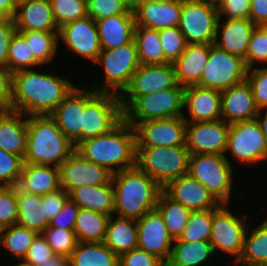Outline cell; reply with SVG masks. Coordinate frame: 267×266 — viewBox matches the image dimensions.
Instances as JSON below:
<instances>
[{"label": "cell", "mask_w": 267, "mask_h": 266, "mask_svg": "<svg viewBox=\"0 0 267 266\" xmlns=\"http://www.w3.org/2000/svg\"><path fill=\"white\" fill-rule=\"evenodd\" d=\"M70 80L34 69L12 74V110L30 115H51L75 87Z\"/></svg>", "instance_id": "6da1fadb"}, {"label": "cell", "mask_w": 267, "mask_h": 266, "mask_svg": "<svg viewBox=\"0 0 267 266\" xmlns=\"http://www.w3.org/2000/svg\"><path fill=\"white\" fill-rule=\"evenodd\" d=\"M75 149L112 174L136 166V134L124 119L107 134L90 137Z\"/></svg>", "instance_id": "7a4b0ae2"}, {"label": "cell", "mask_w": 267, "mask_h": 266, "mask_svg": "<svg viewBox=\"0 0 267 266\" xmlns=\"http://www.w3.org/2000/svg\"><path fill=\"white\" fill-rule=\"evenodd\" d=\"M112 184L117 217L139 220L156 209L162 188L137 166L113 174Z\"/></svg>", "instance_id": "3957f363"}, {"label": "cell", "mask_w": 267, "mask_h": 266, "mask_svg": "<svg viewBox=\"0 0 267 266\" xmlns=\"http://www.w3.org/2000/svg\"><path fill=\"white\" fill-rule=\"evenodd\" d=\"M75 150L51 115L27 116V143L23 163L59 167Z\"/></svg>", "instance_id": "277c9868"}, {"label": "cell", "mask_w": 267, "mask_h": 266, "mask_svg": "<svg viewBox=\"0 0 267 266\" xmlns=\"http://www.w3.org/2000/svg\"><path fill=\"white\" fill-rule=\"evenodd\" d=\"M189 155L186 145L136 147V166L163 189L170 181L187 174Z\"/></svg>", "instance_id": "5b68a950"}, {"label": "cell", "mask_w": 267, "mask_h": 266, "mask_svg": "<svg viewBox=\"0 0 267 266\" xmlns=\"http://www.w3.org/2000/svg\"><path fill=\"white\" fill-rule=\"evenodd\" d=\"M122 120L123 110L119 95L84 88L81 142L90 137L107 134Z\"/></svg>", "instance_id": "8992f818"}, {"label": "cell", "mask_w": 267, "mask_h": 266, "mask_svg": "<svg viewBox=\"0 0 267 266\" xmlns=\"http://www.w3.org/2000/svg\"><path fill=\"white\" fill-rule=\"evenodd\" d=\"M185 87L176 86L155 93L138 96L124 111L123 119L133 128L140 122L181 117L184 113Z\"/></svg>", "instance_id": "52a82bcc"}, {"label": "cell", "mask_w": 267, "mask_h": 266, "mask_svg": "<svg viewBox=\"0 0 267 266\" xmlns=\"http://www.w3.org/2000/svg\"><path fill=\"white\" fill-rule=\"evenodd\" d=\"M103 66L105 81L90 86L96 92L120 95L129 85L133 73L141 65L135 41L115 49H102L95 64Z\"/></svg>", "instance_id": "ba28073f"}, {"label": "cell", "mask_w": 267, "mask_h": 266, "mask_svg": "<svg viewBox=\"0 0 267 266\" xmlns=\"http://www.w3.org/2000/svg\"><path fill=\"white\" fill-rule=\"evenodd\" d=\"M233 167L225 155L190 154L188 174L200 181L221 204H229L233 186Z\"/></svg>", "instance_id": "9c48e42d"}, {"label": "cell", "mask_w": 267, "mask_h": 266, "mask_svg": "<svg viewBox=\"0 0 267 266\" xmlns=\"http://www.w3.org/2000/svg\"><path fill=\"white\" fill-rule=\"evenodd\" d=\"M217 21L215 0H182L178 27L186 44H214Z\"/></svg>", "instance_id": "30bf717a"}, {"label": "cell", "mask_w": 267, "mask_h": 266, "mask_svg": "<svg viewBox=\"0 0 267 266\" xmlns=\"http://www.w3.org/2000/svg\"><path fill=\"white\" fill-rule=\"evenodd\" d=\"M229 204H221L213 209V221L210 235L214 253L222 251L231 255L237 262L242 254L248 219L242 215H234Z\"/></svg>", "instance_id": "8fae6325"}, {"label": "cell", "mask_w": 267, "mask_h": 266, "mask_svg": "<svg viewBox=\"0 0 267 266\" xmlns=\"http://www.w3.org/2000/svg\"><path fill=\"white\" fill-rule=\"evenodd\" d=\"M247 67L244 60L209 44V56L201 80V87L223 91L246 80Z\"/></svg>", "instance_id": "7c38bea8"}, {"label": "cell", "mask_w": 267, "mask_h": 266, "mask_svg": "<svg viewBox=\"0 0 267 266\" xmlns=\"http://www.w3.org/2000/svg\"><path fill=\"white\" fill-rule=\"evenodd\" d=\"M227 152L246 165L267 161V144L256 119L230 124L225 156Z\"/></svg>", "instance_id": "4fadbf2b"}, {"label": "cell", "mask_w": 267, "mask_h": 266, "mask_svg": "<svg viewBox=\"0 0 267 266\" xmlns=\"http://www.w3.org/2000/svg\"><path fill=\"white\" fill-rule=\"evenodd\" d=\"M177 84L173 63L140 65L133 73L129 85L119 95L122 110L138 96L163 91Z\"/></svg>", "instance_id": "5bb4252c"}, {"label": "cell", "mask_w": 267, "mask_h": 266, "mask_svg": "<svg viewBox=\"0 0 267 266\" xmlns=\"http://www.w3.org/2000/svg\"><path fill=\"white\" fill-rule=\"evenodd\" d=\"M186 127L183 116L140 122L134 127L136 147L186 145Z\"/></svg>", "instance_id": "9a60e30c"}, {"label": "cell", "mask_w": 267, "mask_h": 266, "mask_svg": "<svg viewBox=\"0 0 267 266\" xmlns=\"http://www.w3.org/2000/svg\"><path fill=\"white\" fill-rule=\"evenodd\" d=\"M61 187L70 193L81 186L110 183L112 173L106 168L86 159L76 149L59 166Z\"/></svg>", "instance_id": "2e32d148"}, {"label": "cell", "mask_w": 267, "mask_h": 266, "mask_svg": "<svg viewBox=\"0 0 267 266\" xmlns=\"http://www.w3.org/2000/svg\"><path fill=\"white\" fill-rule=\"evenodd\" d=\"M229 127L223 119L187 122L186 147L189 154L225 155Z\"/></svg>", "instance_id": "e0dca14e"}, {"label": "cell", "mask_w": 267, "mask_h": 266, "mask_svg": "<svg viewBox=\"0 0 267 266\" xmlns=\"http://www.w3.org/2000/svg\"><path fill=\"white\" fill-rule=\"evenodd\" d=\"M136 222L138 229L137 248L156 256L166 264L174 240L165 226L162 215L157 209H154L144 214Z\"/></svg>", "instance_id": "ac0fdd59"}, {"label": "cell", "mask_w": 267, "mask_h": 266, "mask_svg": "<svg viewBox=\"0 0 267 266\" xmlns=\"http://www.w3.org/2000/svg\"><path fill=\"white\" fill-rule=\"evenodd\" d=\"M58 40H62L68 50L93 63L102 50L96 23L89 16L60 27Z\"/></svg>", "instance_id": "d6986e66"}, {"label": "cell", "mask_w": 267, "mask_h": 266, "mask_svg": "<svg viewBox=\"0 0 267 266\" xmlns=\"http://www.w3.org/2000/svg\"><path fill=\"white\" fill-rule=\"evenodd\" d=\"M182 0H141L133 7L136 26L158 31L179 26Z\"/></svg>", "instance_id": "ffe728a7"}, {"label": "cell", "mask_w": 267, "mask_h": 266, "mask_svg": "<svg viewBox=\"0 0 267 266\" xmlns=\"http://www.w3.org/2000/svg\"><path fill=\"white\" fill-rule=\"evenodd\" d=\"M162 190L191 211L215 209L221 205L200 181L188 173L170 181Z\"/></svg>", "instance_id": "44dd1931"}, {"label": "cell", "mask_w": 267, "mask_h": 266, "mask_svg": "<svg viewBox=\"0 0 267 266\" xmlns=\"http://www.w3.org/2000/svg\"><path fill=\"white\" fill-rule=\"evenodd\" d=\"M257 114L258 109L247 80L221 91V119L227 124L250 121Z\"/></svg>", "instance_id": "7402d4cb"}, {"label": "cell", "mask_w": 267, "mask_h": 266, "mask_svg": "<svg viewBox=\"0 0 267 266\" xmlns=\"http://www.w3.org/2000/svg\"><path fill=\"white\" fill-rule=\"evenodd\" d=\"M188 115H183L186 122L214 121L221 119V91L190 85L184 91V109Z\"/></svg>", "instance_id": "603a6c76"}, {"label": "cell", "mask_w": 267, "mask_h": 266, "mask_svg": "<svg viewBox=\"0 0 267 266\" xmlns=\"http://www.w3.org/2000/svg\"><path fill=\"white\" fill-rule=\"evenodd\" d=\"M220 20L218 18L214 44L244 60L256 25L250 19H225L223 24Z\"/></svg>", "instance_id": "cb8c5ba5"}, {"label": "cell", "mask_w": 267, "mask_h": 266, "mask_svg": "<svg viewBox=\"0 0 267 266\" xmlns=\"http://www.w3.org/2000/svg\"><path fill=\"white\" fill-rule=\"evenodd\" d=\"M83 111L84 89L75 86L51 114L59 129L75 147L81 142Z\"/></svg>", "instance_id": "d4e9b609"}, {"label": "cell", "mask_w": 267, "mask_h": 266, "mask_svg": "<svg viewBox=\"0 0 267 266\" xmlns=\"http://www.w3.org/2000/svg\"><path fill=\"white\" fill-rule=\"evenodd\" d=\"M95 23L102 49H115L134 40L136 22L132 7L123 14L98 19Z\"/></svg>", "instance_id": "484cf974"}, {"label": "cell", "mask_w": 267, "mask_h": 266, "mask_svg": "<svg viewBox=\"0 0 267 266\" xmlns=\"http://www.w3.org/2000/svg\"><path fill=\"white\" fill-rule=\"evenodd\" d=\"M17 31L59 32L50 0H31L16 8L13 17Z\"/></svg>", "instance_id": "4316f807"}, {"label": "cell", "mask_w": 267, "mask_h": 266, "mask_svg": "<svg viewBox=\"0 0 267 266\" xmlns=\"http://www.w3.org/2000/svg\"><path fill=\"white\" fill-rule=\"evenodd\" d=\"M26 143L27 116L14 110H0V148L23 160Z\"/></svg>", "instance_id": "83f0119b"}, {"label": "cell", "mask_w": 267, "mask_h": 266, "mask_svg": "<svg viewBox=\"0 0 267 266\" xmlns=\"http://www.w3.org/2000/svg\"><path fill=\"white\" fill-rule=\"evenodd\" d=\"M17 187L25 192L45 195L61 187L59 167L24 163Z\"/></svg>", "instance_id": "f1b7e54d"}, {"label": "cell", "mask_w": 267, "mask_h": 266, "mask_svg": "<svg viewBox=\"0 0 267 266\" xmlns=\"http://www.w3.org/2000/svg\"><path fill=\"white\" fill-rule=\"evenodd\" d=\"M209 56V44H187L173 63L176 80L184 87L196 85L202 77Z\"/></svg>", "instance_id": "f546056e"}, {"label": "cell", "mask_w": 267, "mask_h": 266, "mask_svg": "<svg viewBox=\"0 0 267 266\" xmlns=\"http://www.w3.org/2000/svg\"><path fill=\"white\" fill-rule=\"evenodd\" d=\"M69 198L81 209L114 215V190L112 181L103 185L81 186L69 193Z\"/></svg>", "instance_id": "4dcf8cb0"}, {"label": "cell", "mask_w": 267, "mask_h": 266, "mask_svg": "<svg viewBox=\"0 0 267 266\" xmlns=\"http://www.w3.org/2000/svg\"><path fill=\"white\" fill-rule=\"evenodd\" d=\"M17 225L42 233L49 225L42 196L28 193L17 187Z\"/></svg>", "instance_id": "1f68e13d"}, {"label": "cell", "mask_w": 267, "mask_h": 266, "mask_svg": "<svg viewBox=\"0 0 267 266\" xmlns=\"http://www.w3.org/2000/svg\"><path fill=\"white\" fill-rule=\"evenodd\" d=\"M110 216L104 243L118 256L138 246L137 222L134 219Z\"/></svg>", "instance_id": "d6a6232c"}, {"label": "cell", "mask_w": 267, "mask_h": 266, "mask_svg": "<svg viewBox=\"0 0 267 266\" xmlns=\"http://www.w3.org/2000/svg\"><path fill=\"white\" fill-rule=\"evenodd\" d=\"M215 256L209 241L174 240L167 266H201Z\"/></svg>", "instance_id": "836d02e7"}, {"label": "cell", "mask_w": 267, "mask_h": 266, "mask_svg": "<svg viewBox=\"0 0 267 266\" xmlns=\"http://www.w3.org/2000/svg\"><path fill=\"white\" fill-rule=\"evenodd\" d=\"M119 256L104 242H78L69 266H118Z\"/></svg>", "instance_id": "e575fe53"}, {"label": "cell", "mask_w": 267, "mask_h": 266, "mask_svg": "<svg viewBox=\"0 0 267 266\" xmlns=\"http://www.w3.org/2000/svg\"><path fill=\"white\" fill-rule=\"evenodd\" d=\"M237 262L243 266H263L267 263V218L255 228L248 227Z\"/></svg>", "instance_id": "d590c367"}, {"label": "cell", "mask_w": 267, "mask_h": 266, "mask_svg": "<svg viewBox=\"0 0 267 266\" xmlns=\"http://www.w3.org/2000/svg\"><path fill=\"white\" fill-rule=\"evenodd\" d=\"M109 218V215L80 208L74 227L77 241L104 242Z\"/></svg>", "instance_id": "8d00e7d4"}, {"label": "cell", "mask_w": 267, "mask_h": 266, "mask_svg": "<svg viewBox=\"0 0 267 266\" xmlns=\"http://www.w3.org/2000/svg\"><path fill=\"white\" fill-rule=\"evenodd\" d=\"M134 41L137 46L138 58L141 65L169 63L164 57L158 30L136 26Z\"/></svg>", "instance_id": "74e56055"}, {"label": "cell", "mask_w": 267, "mask_h": 266, "mask_svg": "<svg viewBox=\"0 0 267 266\" xmlns=\"http://www.w3.org/2000/svg\"><path fill=\"white\" fill-rule=\"evenodd\" d=\"M156 209L162 215L173 240L179 239L192 211L170 198L163 190L159 194Z\"/></svg>", "instance_id": "f35d334b"}, {"label": "cell", "mask_w": 267, "mask_h": 266, "mask_svg": "<svg viewBox=\"0 0 267 266\" xmlns=\"http://www.w3.org/2000/svg\"><path fill=\"white\" fill-rule=\"evenodd\" d=\"M27 42L34 59L42 66L49 64L57 55L59 32L17 31Z\"/></svg>", "instance_id": "ab89813d"}, {"label": "cell", "mask_w": 267, "mask_h": 266, "mask_svg": "<svg viewBox=\"0 0 267 266\" xmlns=\"http://www.w3.org/2000/svg\"><path fill=\"white\" fill-rule=\"evenodd\" d=\"M37 234L26 227L12 225L0 230V245L22 261Z\"/></svg>", "instance_id": "60d3db41"}, {"label": "cell", "mask_w": 267, "mask_h": 266, "mask_svg": "<svg viewBox=\"0 0 267 266\" xmlns=\"http://www.w3.org/2000/svg\"><path fill=\"white\" fill-rule=\"evenodd\" d=\"M213 209L192 211L179 239L187 242L210 241Z\"/></svg>", "instance_id": "b9f144b4"}, {"label": "cell", "mask_w": 267, "mask_h": 266, "mask_svg": "<svg viewBox=\"0 0 267 266\" xmlns=\"http://www.w3.org/2000/svg\"><path fill=\"white\" fill-rule=\"evenodd\" d=\"M42 67L35 59L26 40L16 32L12 37L8 53V69L13 74L17 71Z\"/></svg>", "instance_id": "7bdbcfd3"}, {"label": "cell", "mask_w": 267, "mask_h": 266, "mask_svg": "<svg viewBox=\"0 0 267 266\" xmlns=\"http://www.w3.org/2000/svg\"><path fill=\"white\" fill-rule=\"evenodd\" d=\"M58 28L88 16L86 0H50Z\"/></svg>", "instance_id": "ee69618b"}, {"label": "cell", "mask_w": 267, "mask_h": 266, "mask_svg": "<svg viewBox=\"0 0 267 266\" xmlns=\"http://www.w3.org/2000/svg\"><path fill=\"white\" fill-rule=\"evenodd\" d=\"M46 242L54 254L69 257L77 246V238L74 230H66L58 227H47L43 232Z\"/></svg>", "instance_id": "f6af8a7d"}, {"label": "cell", "mask_w": 267, "mask_h": 266, "mask_svg": "<svg viewBox=\"0 0 267 266\" xmlns=\"http://www.w3.org/2000/svg\"><path fill=\"white\" fill-rule=\"evenodd\" d=\"M244 62L247 69L256 63L267 65V26H256L253 30Z\"/></svg>", "instance_id": "bcb514c9"}, {"label": "cell", "mask_w": 267, "mask_h": 266, "mask_svg": "<svg viewBox=\"0 0 267 266\" xmlns=\"http://www.w3.org/2000/svg\"><path fill=\"white\" fill-rule=\"evenodd\" d=\"M17 186H0V230L17 224Z\"/></svg>", "instance_id": "7dc6e473"}, {"label": "cell", "mask_w": 267, "mask_h": 266, "mask_svg": "<svg viewBox=\"0 0 267 266\" xmlns=\"http://www.w3.org/2000/svg\"><path fill=\"white\" fill-rule=\"evenodd\" d=\"M164 57L169 63H174L184 52L186 41L178 26L159 31Z\"/></svg>", "instance_id": "c3c4849f"}, {"label": "cell", "mask_w": 267, "mask_h": 266, "mask_svg": "<svg viewBox=\"0 0 267 266\" xmlns=\"http://www.w3.org/2000/svg\"><path fill=\"white\" fill-rule=\"evenodd\" d=\"M246 80L250 84L258 110L267 109V67L247 69Z\"/></svg>", "instance_id": "681fc988"}, {"label": "cell", "mask_w": 267, "mask_h": 266, "mask_svg": "<svg viewBox=\"0 0 267 266\" xmlns=\"http://www.w3.org/2000/svg\"><path fill=\"white\" fill-rule=\"evenodd\" d=\"M23 160L0 148V186H17Z\"/></svg>", "instance_id": "f907efd6"}, {"label": "cell", "mask_w": 267, "mask_h": 266, "mask_svg": "<svg viewBox=\"0 0 267 266\" xmlns=\"http://www.w3.org/2000/svg\"><path fill=\"white\" fill-rule=\"evenodd\" d=\"M88 16L94 21L125 13L130 6L125 0H86Z\"/></svg>", "instance_id": "816d5d0a"}, {"label": "cell", "mask_w": 267, "mask_h": 266, "mask_svg": "<svg viewBox=\"0 0 267 266\" xmlns=\"http://www.w3.org/2000/svg\"><path fill=\"white\" fill-rule=\"evenodd\" d=\"M218 18L249 19L251 0H215Z\"/></svg>", "instance_id": "f5cc1de1"}, {"label": "cell", "mask_w": 267, "mask_h": 266, "mask_svg": "<svg viewBox=\"0 0 267 266\" xmlns=\"http://www.w3.org/2000/svg\"><path fill=\"white\" fill-rule=\"evenodd\" d=\"M54 255L42 233H38L22 261L31 266H39L41 263L50 260Z\"/></svg>", "instance_id": "db71d44e"}, {"label": "cell", "mask_w": 267, "mask_h": 266, "mask_svg": "<svg viewBox=\"0 0 267 266\" xmlns=\"http://www.w3.org/2000/svg\"><path fill=\"white\" fill-rule=\"evenodd\" d=\"M165 264L156 256L139 248L119 255L118 266H164Z\"/></svg>", "instance_id": "11a10c76"}, {"label": "cell", "mask_w": 267, "mask_h": 266, "mask_svg": "<svg viewBox=\"0 0 267 266\" xmlns=\"http://www.w3.org/2000/svg\"><path fill=\"white\" fill-rule=\"evenodd\" d=\"M80 207L70 198L64 203L62 210L51 220L48 227H58L66 230H74L76 218Z\"/></svg>", "instance_id": "9f6ffc18"}, {"label": "cell", "mask_w": 267, "mask_h": 266, "mask_svg": "<svg viewBox=\"0 0 267 266\" xmlns=\"http://www.w3.org/2000/svg\"><path fill=\"white\" fill-rule=\"evenodd\" d=\"M16 32L13 18L0 19V67L8 68L9 45Z\"/></svg>", "instance_id": "6f0895ef"}, {"label": "cell", "mask_w": 267, "mask_h": 266, "mask_svg": "<svg viewBox=\"0 0 267 266\" xmlns=\"http://www.w3.org/2000/svg\"><path fill=\"white\" fill-rule=\"evenodd\" d=\"M68 198L69 193L63 188L42 196V203H45V214L48 220L54 218L62 210Z\"/></svg>", "instance_id": "680465c9"}, {"label": "cell", "mask_w": 267, "mask_h": 266, "mask_svg": "<svg viewBox=\"0 0 267 266\" xmlns=\"http://www.w3.org/2000/svg\"><path fill=\"white\" fill-rule=\"evenodd\" d=\"M0 110H12V73L0 67Z\"/></svg>", "instance_id": "91938a15"}, {"label": "cell", "mask_w": 267, "mask_h": 266, "mask_svg": "<svg viewBox=\"0 0 267 266\" xmlns=\"http://www.w3.org/2000/svg\"><path fill=\"white\" fill-rule=\"evenodd\" d=\"M249 19L256 26H267V0H251Z\"/></svg>", "instance_id": "94428289"}, {"label": "cell", "mask_w": 267, "mask_h": 266, "mask_svg": "<svg viewBox=\"0 0 267 266\" xmlns=\"http://www.w3.org/2000/svg\"><path fill=\"white\" fill-rule=\"evenodd\" d=\"M16 12V8L12 0H0V19L1 18H13Z\"/></svg>", "instance_id": "6125c7cd"}, {"label": "cell", "mask_w": 267, "mask_h": 266, "mask_svg": "<svg viewBox=\"0 0 267 266\" xmlns=\"http://www.w3.org/2000/svg\"><path fill=\"white\" fill-rule=\"evenodd\" d=\"M39 266H69V257L55 254L50 260L41 263Z\"/></svg>", "instance_id": "be15d7a7"}, {"label": "cell", "mask_w": 267, "mask_h": 266, "mask_svg": "<svg viewBox=\"0 0 267 266\" xmlns=\"http://www.w3.org/2000/svg\"><path fill=\"white\" fill-rule=\"evenodd\" d=\"M264 111V113H262ZM260 129L264 135L266 144H267V109L258 110V114L255 117Z\"/></svg>", "instance_id": "e7e4bbea"}, {"label": "cell", "mask_w": 267, "mask_h": 266, "mask_svg": "<svg viewBox=\"0 0 267 266\" xmlns=\"http://www.w3.org/2000/svg\"><path fill=\"white\" fill-rule=\"evenodd\" d=\"M29 1H31V0H12L15 8H18L22 4L28 3Z\"/></svg>", "instance_id": "03108f58"}, {"label": "cell", "mask_w": 267, "mask_h": 266, "mask_svg": "<svg viewBox=\"0 0 267 266\" xmlns=\"http://www.w3.org/2000/svg\"><path fill=\"white\" fill-rule=\"evenodd\" d=\"M130 7H133L138 1L141 0H125Z\"/></svg>", "instance_id": "003e7915"}, {"label": "cell", "mask_w": 267, "mask_h": 266, "mask_svg": "<svg viewBox=\"0 0 267 266\" xmlns=\"http://www.w3.org/2000/svg\"><path fill=\"white\" fill-rule=\"evenodd\" d=\"M15 266H31V265H28V264L24 263L23 261H21L19 264L15 265Z\"/></svg>", "instance_id": "a7ac6f4b"}, {"label": "cell", "mask_w": 267, "mask_h": 266, "mask_svg": "<svg viewBox=\"0 0 267 266\" xmlns=\"http://www.w3.org/2000/svg\"><path fill=\"white\" fill-rule=\"evenodd\" d=\"M230 266H232V265H230ZM233 266H240V263L234 262V265Z\"/></svg>", "instance_id": "89a4df30"}]
</instances>
